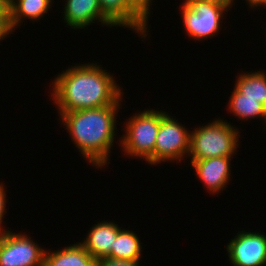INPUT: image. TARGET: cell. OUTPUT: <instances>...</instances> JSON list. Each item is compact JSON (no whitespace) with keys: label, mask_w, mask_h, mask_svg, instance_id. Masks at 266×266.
Returning a JSON list of instances; mask_svg holds the SVG:
<instances>
[{"label":"cell","mask_w":266,"mask_h":266,"mask_svg":"<svg viewBox=\"0 0 266 266\" xmlns=\"http://www.w3.org/2000/svg\"><path fill=\"white\" fill-rule=\"evenodd\" d=\"M52 100L59 114L81 109L121 105L122 90L113 76L96 63L75 65L58 74Z\"/></svg>","instance_id":"cell-1"},{"label":"cell","mask_w":266,"mask_h":266,"mask_svg":"<svg viewBox=\"0 0 266 266\" xmlns=\"http://www.w3.org/2000/svg\"><path fill=\"white\" fill-rule=\"evenodd\" d=\"M120 106L109 105L60 114L75 147L96 168L104 167L109 161Z\"/></svg>","instance_id":"cell-2"},{"label":"cell","mask_w":266,"mask_h":266,"mask_svg":"<svg viewBox=\"0 0 266 266\" xmlns=\"http://www.w3.org/2000/svg\"><path fill=\"white\" fill-rule=\"evenodd\" d=\"M191 132V161L212 157H232L238 148L239 129L221 118L200 126Z\"/></svg>","instance_id":"cell-3"},{"label":"cell","mask_w":266,"mask_h":266,"mask_svg":"<svg viewBox=\"0 0 266 266\" xmlns=\"http://www.w3.org/2000/svg\"><path fill=\"white\" fill-rule=\"evenodd\" d=\"M125 134L121 137L126 155L137 157L154 165V148L160 126V111L148 109L135 113L125 124Z\"/></svg>","instance_id":"cell-4"},{"label":"cell","mask_w":266,"mask_h":266,"mask_svg":"<svg viewBox=\"0 0 266 266\" xmlns=\"http://www.w3.org/2000/svg\"><path fill=\"white\" fill-rule=\"evenodd\" d=\"M160 110V126L154 148V165L166 161L184 160L189 155L191 132L178 120Z\"/></svg>","instance_id":"cell-5"},{"label":"cell","mask_w":266,"mask_h":266,"mask_svg":"<svg viewBox=\"0 0 266 266\" xmlns=\"http://www.w3.org/2000/svg\"><path fill=\"white\" fill-rule=\"evenodd\" d=\"M180 10L188 36L194 40H203L219 32L223 13L228 8L200 0H185Z\"/></svg>","instance_id":"cell-6"},{"label":"cell","mask_w":266,"mask_h":266,"mask_svg":"<svg viewBox=\"0 0 266 266\" xmlns=\"http://www.w3.org/2000/svg\"><path fill=\"white\" fill-rule=\"evenodd\" d=\"M25 233L0 235V266H43L44 249Z\"/></svg>","instance_id":"cell-7"},{"label":"cell","mask_w":266,"mask_h":266,"mask_svg":"<svg viewBox=\"0 0 266 266\" xmlns=\"http://www.w3.org/2000/svg\"><path fill=\"white\" fill-rule=\"evenodd\" d=\"M233 266L266 265V235L241 231L226 246Z\"/></svg>","instance_id":"cell-8"},{"label":"cell","mask_w":266,"mask_h":266,"mask_svg":"<svg viewBox=\"0 0 266 266\" xmlns=\"http://www.w3.org/2000/svg\"><path fill=\"white\" fill-rule=\"evenodd\" d=\"M233 157H212L205 160L191 161L195 168L197 177L204 183V186L211 191V194L225 189L230 180V161Z\"/></svg>","instance_id":"cell-9"},{"label":"cell","mask_w":266,"mask_h":266,"mask_svg":"<svg viewBox=\"0 0 266 266\" xmlns=\"http://www.w3.org/2000/svg\"><path fill=\"white\" fill-rule=\"evenodd\" d=\"M63 18L72 29H84L98 20L104 26L114 25L102 14L99 0H66Z\"/></svg>","instance_id":"cell-10"},{"label":"cell","mask_w":266,"mask_h":266,"mask_svg":"<svg viewBox=\"0 0 266 266\" xmlns=\"http://www.w3.org/2000/svg\"><path fill=\"white\" fill-rule=\"evenodd\" d=\"M99 4L102 14L114 26L134 29L144 39L147 37L148 23L129 5L127 0H99Z\"/></svg>","instance_id":"cell-11"},{"label":"cell","mask_w":266,"mask_h":266,"mask_svg":"<svg viewBox=\"0 0 266 266\" xmlns=\"http://www.w3.org/2000/svg\"><path fill=\"white\" fill-rule=\"evenodd\" d=\"M120 230L121 227L115 222L103 220L94 225L87 233L86 239L84 238V241L79 243L92 257L98 260L110 254Z\"/></svg>","instance_id":"cell-12"},{"label":"cell","mask_w":266,"mask_h":266,"mask_svg":"<svg viewBox=\"0 0 266 266\" xmlns=\"http://www.w3.org/2000/svg\"><path fill=\"white\" fill-rule=\"evenodd\" d=\"M43 266H97V260L78 242L62 250L45 251Z\"/></svg>","instance_id":"cell-13"},{"label":"cell","mask_w":266,"mask_h":266,"mask_svg":"<svg viewBox=\"0 0 266 266\" xmlns=\"http://www.w3.org/2000/svg\"><path fill=\"white\" fill-rule=\"evenodd\" d=\"M54 0H8V9L10 17V26L12 31L20 26L23 18L40 20L48 9L52 6ZM22 20V21H21Z\"/></svg>","instance_id":"cell-14"},{"label":"cell","mask_w":266,"mask_h":266,"mask_svg":"<svg viewBox=\"0 0 266 266\" xmlns=\"http://www.w3.org/2000/svg\"><path fill=\"white\" fill-rule=\"evenodd\" d=\"M234 88L242 94V98L259 99L266 107V72L241 73Z\"/></svg>","instance_id":"cell-15"},{"label":"cell","mask_w":266,"mask_h":266,"mask_svg":"<svg viewBox=\"0 0 266 266\" xmlns=\"http://www.w3.org/2000/svg\"><path fill=\"white\" fill-rule=\"evenodd\" d=\"M142 247L137 234L121 229L115 239L114 247L107 257L120 260L139 261Z\"/></svg>","instance_id":"cell-16"},{"label":"cell","mask_w":266,"mask_h":266,"mask_svg":"<svg viewBox=\"0 0 266 266\" xmlns=\"http://www.w3.org/2000/svg\"><path fill=\"white\" fill-rule=\"evenodd\" d=\"M228 104V110L232 111L235 117L246 121L255 117L264 118L266 125V107L260 103L259 99L242 98V94L234 88Z\"/></svg>","instance_id":"cell-17"},{"label":"cell","mask_w":266,"mask_h":266,"mask_svg":"<svg viewBox=\"0 0 266 266\" xmlns=\"http://www.w3.org/2000/svg\"><path fill=\"white\" fill-rule=\"evenodd\" d=\"M129 5L148 23L153 0H127Z\"/></svg>","instance_id":"cell-18"},{"label":"cell","mask_w":266,"mask_h":266,"mask_svg":"<svg viewBox=\"0 0 266 266\" xmlns=\"http://www.w3.org/2000/svg\"><path fill=\"white\" fill-rule=\"evenodd\" d=\"M97 266H140L139 261L120 260L104 257L97 260Z\"/></svg>","instance_id":"cell-19"},{"label":"cell","mask_w":266,"mask_h":266,"mask_svg":"<svg viewBox=\"0 0 266 266\" xmlns=\"http://www.w3.org/2000/svg\"><path fill=\"white\" fill-rule=\"evenodd\" d=\"M4 184H0V235L4 234L5 232H7L6 230H3V226L2 222H3V218H4V214L6 213L5 207H6V191H5V186Z\"/></svg>","instance_id":"cell-20"},{"label":"cell","mask_w":266,"mask_h":266,"mask_svg":"<svg viewBox=\"0 0 266 266\" xmlns=\"http://www.w3.org/2000/svg\"><path fill=\"white\" fill-rule=\"evenodd\" d=\"M12 32L9 15H0V41Z\"/></svg>","instance_id":"cell-21"},{"label":"cell","mask_w":266,"mask_h":266,"mask_svg":"<svg viewBox=\"0 0 266 266\" xmlns=\"http://www.w3.org/2000/svg\"><path fill=\"white\" fill-rule=\"evenodd\" d=\"M200 1L215 4V5L225 6L230 10V8H232L233 6L232 3L234 0H200Z\"/></svg>","instance_id":"cell-22"},{"label":"cell","mask_w":266,"mask_h":266,"mask_svg":"<svg viewBox=\"0 0 266 266\" xmlns=\"http://www.w3.org/2000/svg\"><path fill=\"white\" fill-rule=\"evenodd\" d=\"M0 15H9L8 0H0Z\"/></svg>","instance_id":"cell-23"},{"label":"cell","mask_w":266,"mask_h":266,"mask_svg":"<svg viewBox=\"0 0 266 266\" xmlns=\"http://www.w3.org/2000/svg\"><path fill=\"white\" fill-rule=\"evenodd\" d=\"M248 2V5L253 9L254 7L258 6H266V0H246Z\"/></svg>","instance_id":"cell-24"}]
</instances>
